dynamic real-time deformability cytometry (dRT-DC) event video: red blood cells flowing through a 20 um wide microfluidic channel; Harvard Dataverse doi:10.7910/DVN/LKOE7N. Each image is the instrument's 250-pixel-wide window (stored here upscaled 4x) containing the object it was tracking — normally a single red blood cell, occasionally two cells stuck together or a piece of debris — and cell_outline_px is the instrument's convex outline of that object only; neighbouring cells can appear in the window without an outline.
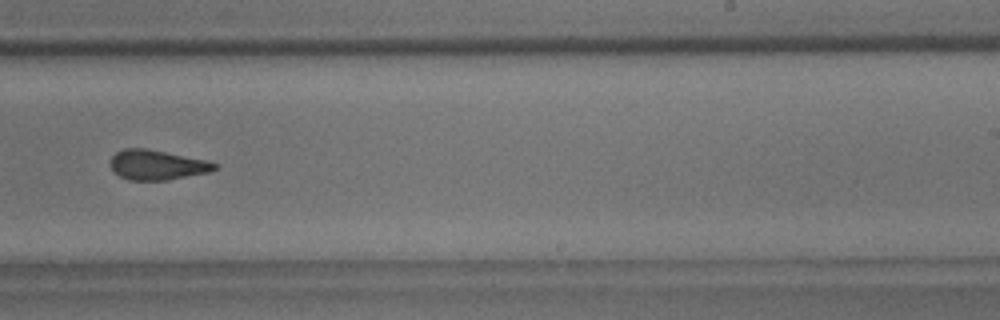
{"species": "common noctule bat (a hibernating species)", "species_latin": "Nyctalus noctula", "temperature_condition": "room temperature", "stored_images_in_passage": 53, "segment_of_instrument_passage": [2, 2], "camera_frame_rate_fps": 3000, "um_per_image_px": 0.085, "animal": {"sex": "male", "body_mass_g": 18.8}, "frame": {"image": 1, "passage_image": 33, "time_ms": 10.667, "image_size_px": [1000, 320], "cell_outline_px": [[220, 168], [208, 172], [168, 180], [128, 180], [112, 172], [112, 156], [116, 152], [124, 148], [144, 148], [208, 160], [220, 164]], "centroid_in_image_um": [13.39, 14.02], "position_along_channel_um": 275.6, "area_um2": 18.21}}
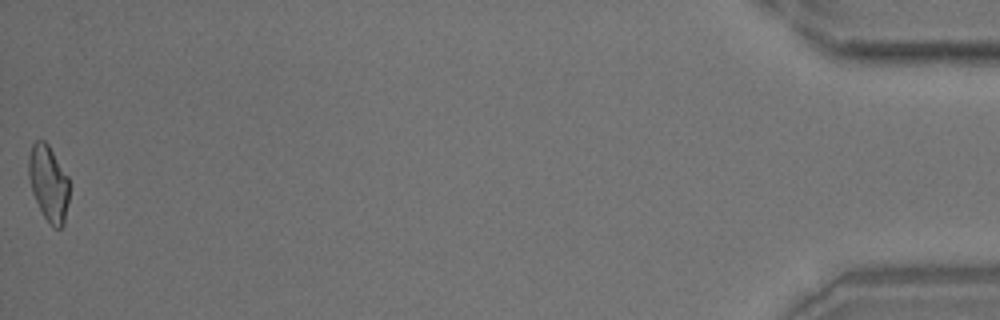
{"frame": {"image": 2, "passage_image": 53, "time_ms": 17.333, "image_size_px": [1000, 320], "cell_outline_px": [[68, 200], [64, 224], [60, 228], [52, 228], [44, 216], [32, 192], [28, 176], [28, 156], [32, 144], [36, 140], [44, 140], [48, 144], [68, 176]], "centroid_in_image_um": [4.11, 15.56], "position_along_channel_um": 431.1, "area_um2": 17.92}}